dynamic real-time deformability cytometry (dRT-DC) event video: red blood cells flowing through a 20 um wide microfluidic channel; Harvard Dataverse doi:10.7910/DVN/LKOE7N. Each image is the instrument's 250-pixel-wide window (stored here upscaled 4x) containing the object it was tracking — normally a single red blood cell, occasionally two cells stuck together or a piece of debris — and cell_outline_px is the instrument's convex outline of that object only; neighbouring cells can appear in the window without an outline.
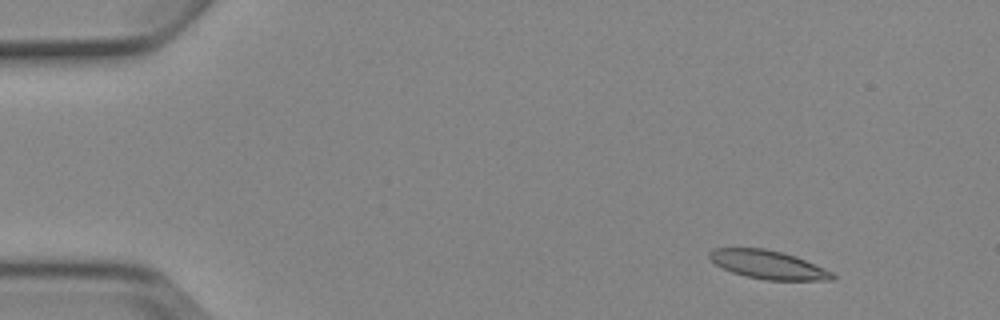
{"species": "Egyptian fruit bat (a non-hibernating species)", "species_latin": "Rousettus aegyptiacus", "temperature_condition": "cold", "stored_images_in_passage": 3, "camera_frame_rate_fps": 3000, "um_per_image_px": 0.085, "animal": {"sex": "female"}, "frame": {"image": 1, "passage_image": 1, "time_ms": 0.0, "image_size_px": [1000, 320], "cell_outline_px": [[836, 280], [764, 280], [744, 276], [732, 272], [716, 264], [708, 256], [708, 252], [712, 248], [764, 248], [796, 256], [824, 268], [832, 272], [836, 276]], "centroid_in_image_um": [65.29, 22.5], "position_along_channel_um": 19.7, "area_um2": 20.4}}